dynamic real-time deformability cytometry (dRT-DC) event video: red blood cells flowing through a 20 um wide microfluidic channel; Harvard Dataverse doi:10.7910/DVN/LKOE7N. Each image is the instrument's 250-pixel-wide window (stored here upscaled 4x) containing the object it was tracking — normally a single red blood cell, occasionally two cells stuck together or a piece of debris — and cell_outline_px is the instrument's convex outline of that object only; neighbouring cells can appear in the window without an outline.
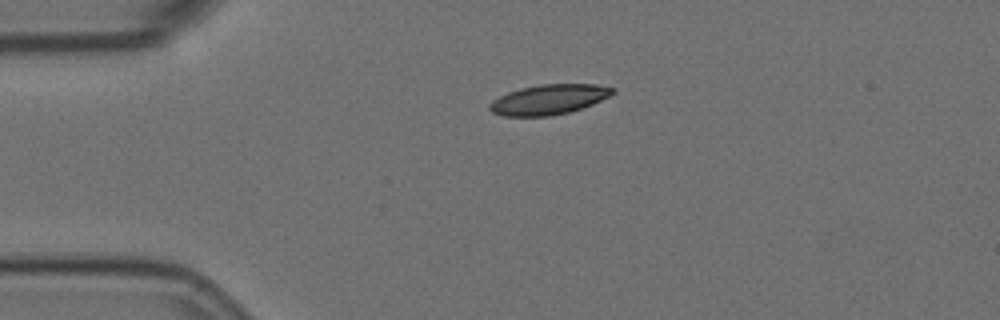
{"species": "Egyptian fruit bat (a non-hibernating species)", "species_latin": "Rousettus aegyptiacus", "temperature_condition": "room temperature", "stored_images_in_passage": 2, "camera_frame_rate_fps": 3000, "um_per_image_px": 0.085, "animal": {"sex": "female"}, "frame": {"image": 1, "passage_image": 1, "time_ms": 0.0, "image_size_px": [1000, 320], "cell_outline_px": [[616, 92], [592, 104], [568, 112], [548, 116], [504, 116], [492, 112], [488, 108], [488, 104], [492, 100], [508, 92], [520, 88], [540, 84], [596, 84], [616, 88]], "centroid_in_image_um": [46.63, 8.45], "position_along_channel_um": 38.4, "area_um2": 21.44}}